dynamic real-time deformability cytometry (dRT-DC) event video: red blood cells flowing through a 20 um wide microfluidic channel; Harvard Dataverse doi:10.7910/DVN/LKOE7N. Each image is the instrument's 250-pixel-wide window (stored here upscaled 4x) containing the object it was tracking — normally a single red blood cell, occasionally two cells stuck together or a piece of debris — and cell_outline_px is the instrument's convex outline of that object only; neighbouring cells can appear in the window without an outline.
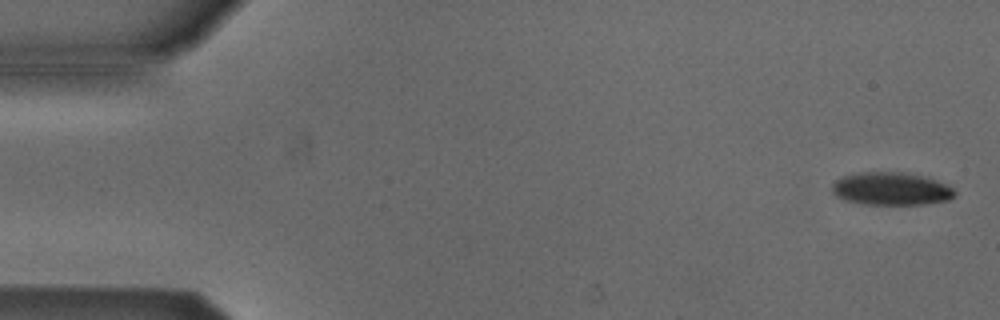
{"species": "Egyptian fruit bat (a non-hibernating species)", "species_latin": "Rousettus aegyptiacus", "temperature_condition": "cold", "stored_images_in_passage": 5, "camera_frame_rate_fps": 3000, "um_per_image_px": 0.085, "animal": {"sex": "male"}, "frame": {"image": 1, "passage_image": 1, "time_ms": 0.0, "image_size_px": [1000, 320], "cell_outline_px": [[956, 196], [948, 200], [924, 204], [864, 204], [844, 200], [836, 196], [832, 192], [832, 184], [836, 180], [844, 176], [856, 172], [908, 172], [928, 176], [948, 184], [956, 192]], "centroid_in_image_um": [75.78, 16.03], "position_along_channel_um": 9.2, "area_um2": 23.87}}
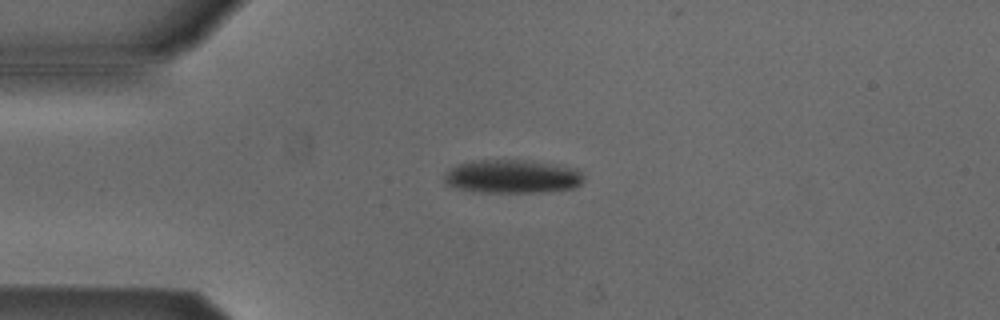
{"frame": {"image": 2, "passage_image": 4, "time_ms": 1.0, "image_size_px": [1000, 320], "cell_outline_px": [[584, 180], [580, 184], [572, 188], [544, 192], [480, 192], [456, 188], [444, 184], [444, 176], [456, 164], [480, 160], [524, 160], [552, 164], [576, 168], [584, 172]], "centroid_in_image_um": [43.57, 15.0], "position_along_channel_um": 41.4, "area_um2": 27.22}}